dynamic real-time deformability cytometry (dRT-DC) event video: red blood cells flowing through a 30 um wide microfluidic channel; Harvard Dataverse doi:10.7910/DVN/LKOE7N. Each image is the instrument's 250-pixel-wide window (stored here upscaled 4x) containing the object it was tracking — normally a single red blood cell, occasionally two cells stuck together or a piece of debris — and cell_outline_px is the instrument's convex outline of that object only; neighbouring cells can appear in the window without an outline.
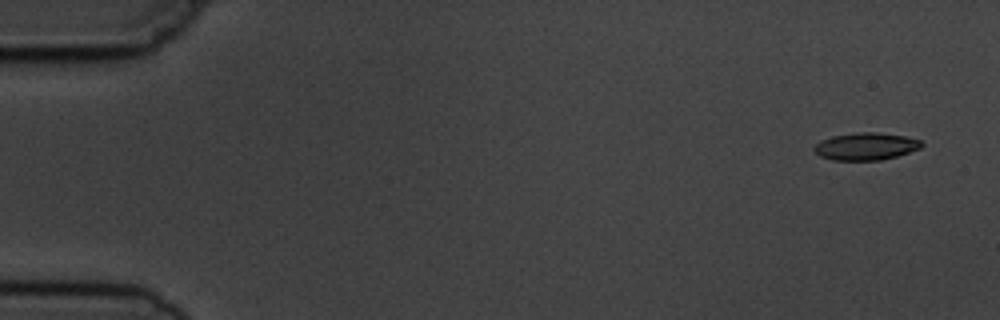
{"species": "common noctule bat (a hibernating species)", "species_latin": "Nyctalus noctula", "temperature_condition": "cold", "stored_images_in_passage": 17, "segment_of_instrument_passage": [1, 2], "camera_frame_rate_fps": 3000, "um_per_image_px": 0.085, "animal": {"sex": "male", "body_mass_g": 19.5, "forearm_length_mm": 54.6}, "frame": {"image": 1, "passage_image": 1, "time_ms": 0.0, "image_size_px": [1000, 320], "cell_outline_px": [[924, 144], [920, 148], [896, 156], [880, 160], [832, 160], [820, 156], [812, 148], [820, 140], [832, 136], [860, 132], [876, 132], [904, 136], [920, 140]], "centroid_in_image_um": [73.57, 12.44], "position_along_channel_um": 11.4, "area_um2": 16.99}}
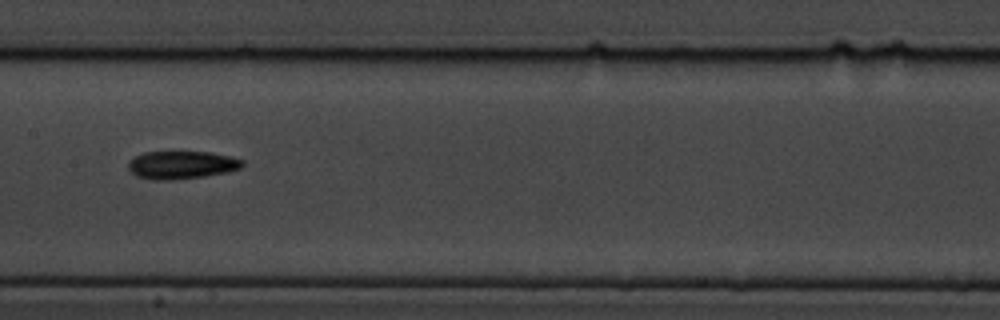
{"frame": {"image": 2, "passage_image": 8, "time_ms": 8.333, "image_size_px": [1000, 320], "cell_outline_px": [[244, 164], [240, 168], [228, 172], [204, 176], [172, 180], [156, 180], [136, 176], [128, 168], [128, 164], [136, 156], [144, 152], [212, 152], [232, 156], [244, 160]], "centroid_in_image_um": [15.49, 14.02], "position_along_channel_um": 191.9, "area_um2": 18.55}}
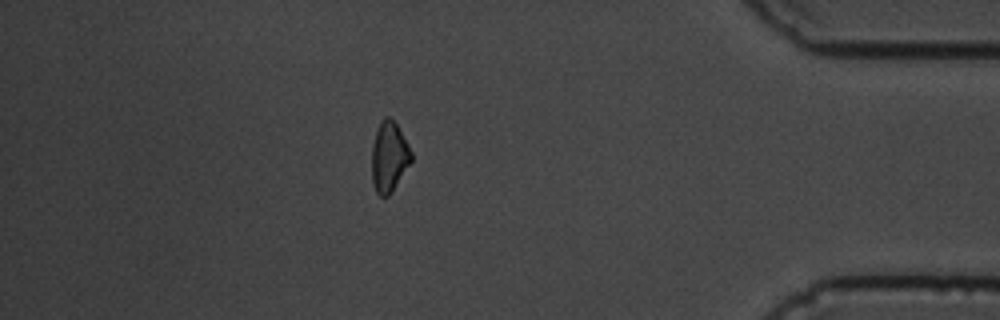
{"frame": {"image": 3, "passage_image": 14, "time_ms": 15.0, "image_size_px": [1000, 320], "cell_outline_px": [[412, 160], [392, 192], [388, 196], [380, 196], [376, 192], [372, 184], [372, 144], [380, 120], [384, 116], [388, 116], [396, 124], [408, 144], [412, 152]], "centroid_in_image_um": [33.06, 13.34], "position_along_channel_um": 402.1, "area_um2": 16.18}}